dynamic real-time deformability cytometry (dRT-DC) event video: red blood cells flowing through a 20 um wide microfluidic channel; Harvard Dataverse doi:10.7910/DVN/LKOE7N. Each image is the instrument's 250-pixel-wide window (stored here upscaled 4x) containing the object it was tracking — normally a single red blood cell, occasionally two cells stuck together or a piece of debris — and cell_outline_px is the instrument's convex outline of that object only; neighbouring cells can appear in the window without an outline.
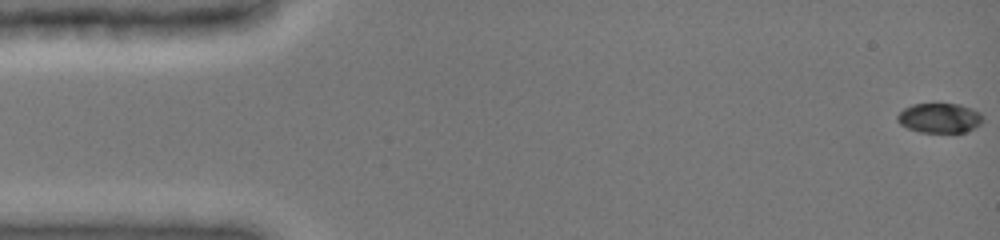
{"species": "common noctule bat (a hibernating species)", "species_latin": "Nyctalus noctula", "temperature_condition": "cold", "stored_images_in_passage": 16, "camera_frame_rate_fps": 3000, "um_per_image_px": 0.085, "animal": {"sex": "female", "body_mass_g": 19.0, "forearm_length_mm": 51.5}, "frame": {"image": 1, "passage_image": 1, "time_ms": 0.0, "image_size_px": [1000, 240], "cell_outline_px": [[984, 120], [980, 124], [956, 136], [920, 132], [908, 128], [900, 124], [896, 120], [896, 116], [904, 108], [912, 104], [960, 104], [972, 108], [980, 112], [984, 116]], "centroid_in_image_um": [79.89, 10.07], "position_along_channel_um": 5.1, "area_um2": 15.49}}
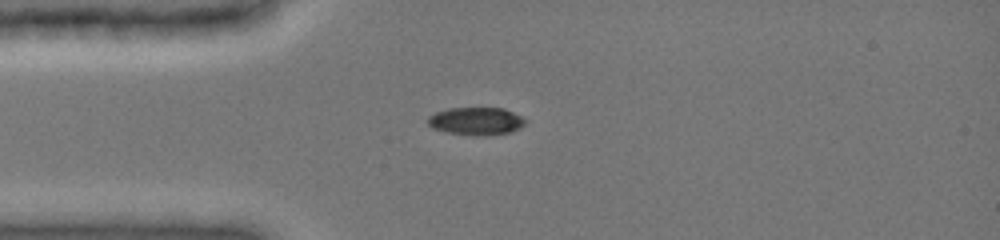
{"frame": {"image": 2, "passage_image": 12, "time_ms": 4.0, "image_size_px": [1000, 240], "cell_outline_px": [[528, 120], [520, 128], [508, 132], [476, 136], [472, 136], [448, 132], [432, 128], [424, 120], [428, 116], [436, 112], [448, 108], [504, 108]], "centroid_in_image_um": [40.42, 10.29], "position_along_channel_um": 44.6, "area_um2": 15.78}}
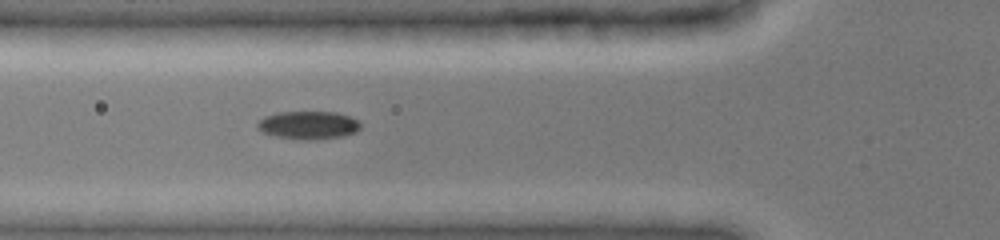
{"frame": {"image": 3, "passage_image": 16, "time_ms": 5.667, "image_size_px": [1000, 240], "cell_outline_px": [[360, 128], [356, 132], [344, 136], [312, 140], [296, 140], [276, 136], [264, 132], [256, 128], [256, 124], [264, 116], [276, 112], [336, 112], [352, 116], [360, 124]], "centroid_in_image_um": [26.2, 10.64], "position_along_channel_um": 99.6, "area_um2": 17.05}}